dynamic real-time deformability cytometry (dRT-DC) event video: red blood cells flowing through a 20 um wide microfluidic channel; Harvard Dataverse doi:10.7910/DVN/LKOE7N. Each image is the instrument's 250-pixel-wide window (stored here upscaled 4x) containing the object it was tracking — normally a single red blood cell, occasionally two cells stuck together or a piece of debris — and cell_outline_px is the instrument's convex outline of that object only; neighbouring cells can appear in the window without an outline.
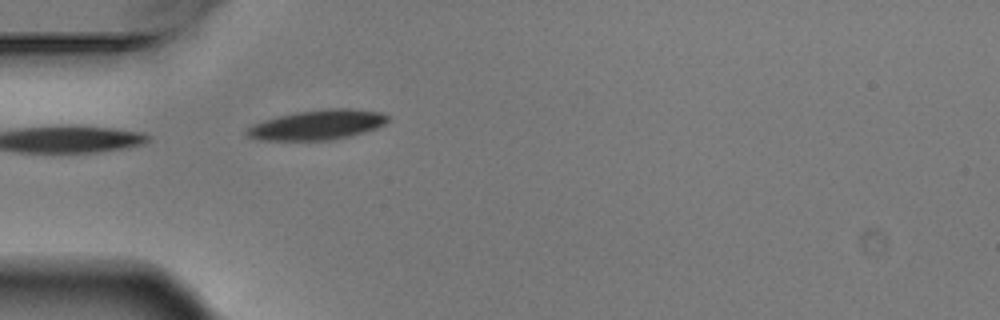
{"species": "Egyptian fruit bat (a non-hibernating species)", "species_latin": "Rousettus aegyptiacus", "temperature_condition": "warm", "stored_images_in_passage": 1, "camera_frame_rate_fps": 3000, "um_per_image_px": 0.085, "animal": {"sex": "male"}, "frame": {"image": 1, "passage_image": 1, "time_ms": 0.0, "image_size_px": [1000, 320], "cell_outline_px": [[388, 120], [384, 124], [376, 128], [364, 132], [348, 136], [328, 140], [260, 140], [248, 136], [244, 132], [252, 124], [276, 116], [296, 112], [328, 108], [352, 108], [380, 112], [388, 116]], "centroid_in_image_um": [26.96, 10.6], "position_along_channel_um": 58.0, "area_um2": 24.45}}